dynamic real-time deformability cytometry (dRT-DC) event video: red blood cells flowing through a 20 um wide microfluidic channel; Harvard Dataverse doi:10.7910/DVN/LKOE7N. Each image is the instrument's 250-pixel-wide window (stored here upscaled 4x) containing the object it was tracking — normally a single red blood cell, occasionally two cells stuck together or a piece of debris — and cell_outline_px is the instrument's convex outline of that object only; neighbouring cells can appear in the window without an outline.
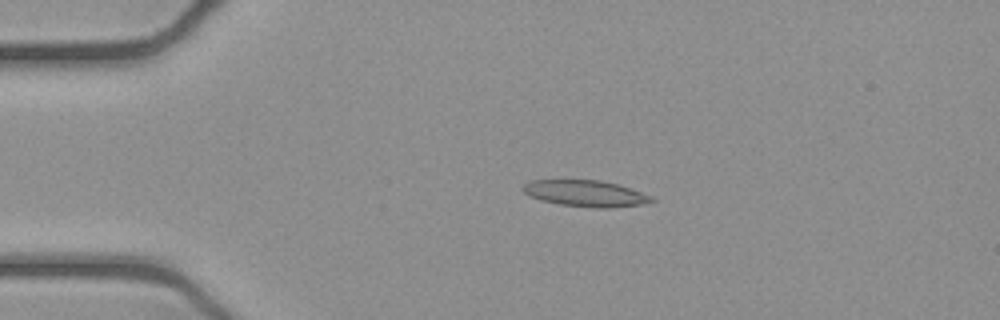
{"species": "common noctule bat (a hibernating species)", "species_latin": "Nyctalus noctula", "temperature_condition": "cold", "stored_images_in_passage": 52, "camera_frame_rate_fps": 3000, "um_per_image_px": 0.085, "animal": {"sex": "female", "body_mass_g": 21.9}, "frame": {"image": 1, "passage_image": 11, "time_ms": 3.333, "image_size_px": [1000, 320], "cell_outline_px": [[656, 200], [640, 204], [608, 208], [596, 208], [560, 204], [540, 200], [524, 192], [520, 188], [524, 184], [532, 180], [600, 180], [616, 184], [652, 196]], "centroid_in_image_um": [49.74, 16.44], "position_along_channel_um": 35.3, "area_um2": 19.42}}
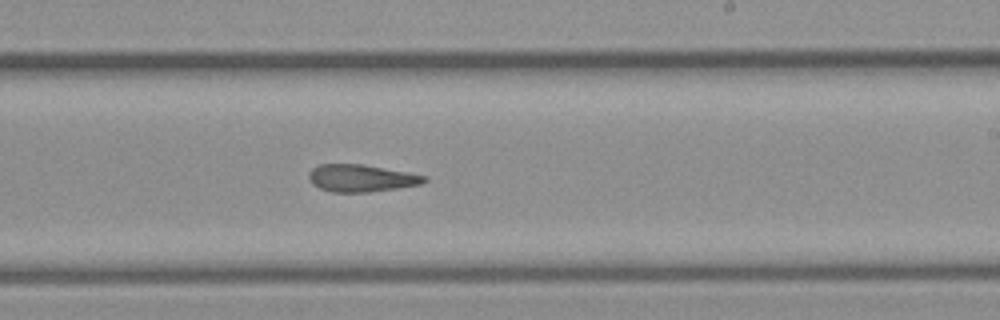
{"frame": {"image": 2, "passage_image": 31, "time_ms": 10.0, "image_size_px": [1000, 320], "cell_outline_px": [[428, 180], [420, 184], [396, 188], [368, 192], [332, 192], [320, 188], [312, 184], [308, 176], [308, 172], [312, 168], [320, 164], [364, 164], [408, 172], [428, 176]], "centroid_in_image_um": [30.7, 15.13], "position_along_channel_um": 258.3, "area_um2": 18.38}}
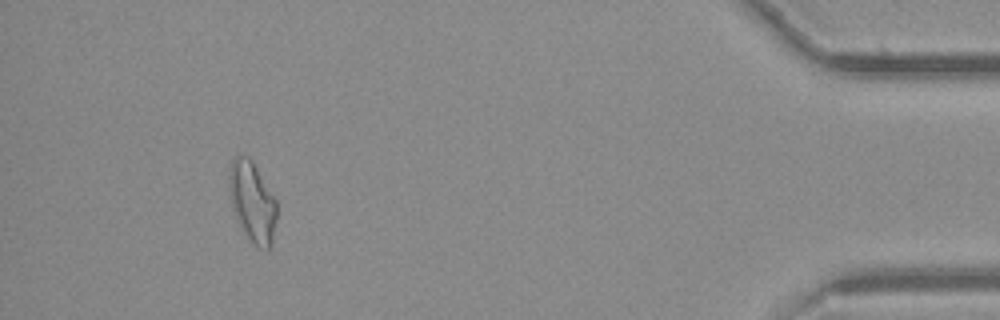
{"frame": {"image": 3, "passage_image": 48, "time_ms": 15.667, "image_size_px": [1000, 320], "cell_outline_px": [[276, 220], [272, 244], [268, 248], [256, 244], [240, 228], [236, 220], [232, 208], [228, 184], [228, 176], [232, 160], [236, 156], [248, 156], [252, 160], [276, 200]], "centroid_in_image_um": [21.42, 17.12], "position_along_channel_um": 413.8, "area_um2": 22.02}, "authors_computed_cell_mechanics": {"area_um2": 19.5364, "velocity_mm_per_s": 3.9238, "shape_relaxation_time_tau1_ms": null, "shape_relaxation_time_tau2_ms": 10.282, "deformation_change_tau1": null, "deformation_change_tau2": 0.2693}}